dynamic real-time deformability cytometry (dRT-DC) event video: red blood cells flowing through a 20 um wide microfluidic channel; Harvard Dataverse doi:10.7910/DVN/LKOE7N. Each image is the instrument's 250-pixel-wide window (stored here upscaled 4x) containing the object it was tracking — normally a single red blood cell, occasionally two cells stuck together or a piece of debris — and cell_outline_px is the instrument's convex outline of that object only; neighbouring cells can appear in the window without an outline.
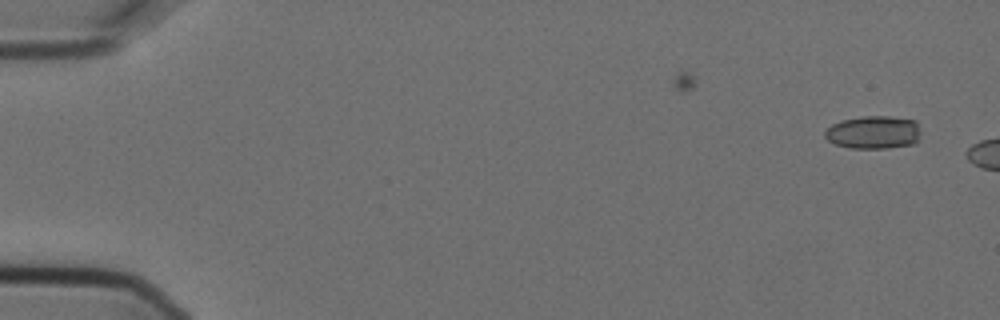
{"species": "Egyptian fruit bat (a non-hibernating species)", "species_latin": "Rousettus aegyptiacus", "temperature_condition": "cold", "stored_images_in_passage": 3, "camera_frame_rate_fps": 3000, "um_per_image_px": 0.085, "animal": {"sex": "female"}, "frame": {"image": 1, "passage_image": 1, "time_ms": 0.0, "image_size_px": [1000, 320], "cell_outline_px": [[920, 132], [916, 144], [884, 148], [852, 148], [836, 144], [828, 140], [824, 136], [824, 132], [832, 124], [840, 120], [860, 116], [888, 116], [916, 120]], "centroid_in_image_um": [74.25, 11.24], "position_along_channel_um": 10.7, "area_um2": 18.55}}